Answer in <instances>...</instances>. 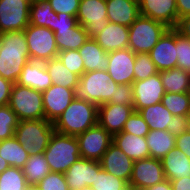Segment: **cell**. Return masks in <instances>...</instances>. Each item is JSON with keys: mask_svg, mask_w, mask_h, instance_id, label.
I'll use <instances>...</instances> for the list:
<instances>
[{"mask_svg": "<svg viewBox=\"0 0 190 190\" xmlns=\"http://www.w3.org/2000/svg\"><path fill=\"white\" fill-rule=\"evenodd\" d=\"M0 42V76L15 84L30 61L24 30L1 33Z\"/></svg>", "mask_w": 190, "mask_h": 190, "instance_id": "6da1fadb", "label": "cell"}, {"mask_svg": "<svg viewBox=\"0 0 190 190\" xmlns=\"http://www.w3.org/2000/svg\"><path fill=\"white\" fill-rule=\"evenodd\" d=\"M97 124L98 105L75 98L53 123L56 132L75 137Z\"/></svg>", "mask_w": 190, "mask_h": 190, "instance_id": "7a4b0ae2", "label": "cell"}, {"mask_svg": "<svg viewBox=\"0 0 190 190\" xmlns=\"http://www.w3.org/2000/svg\"><path fill=\"white\" fill-rule=\"evenodd\" d=\"M118 84L111 79L106 70H95L83 73L79 84L73 89L74 98L101 105L114 96Z\"/></svg>", "mask_w": 190, "mask_h": 190, "instance_id": "3957f363", "label": "cell"}, {"mask_svg": "<svg viewBox=\"0 0 190 190\" xmlns=\"http://www.w3.org/2000/svg\"><path fill=\"white\" fill-rule=\"evenodd\" d=\"M44 156L51 172L65 173L81 157L76 137L54 131Z\"/></svg>", "mask_w": 190, "mask_h": 190, "instance_id": "277c9868", "label": "cell"}, {"mask_svg": "<svg viewBox=\"0 0 190 190\" xmlns=\"http://www.w3.org/2000/svg\"><path fill=\"white\" fill-rule=\"evenodd\" d=\"M54 125L46 119L22 120L14 137L30 155L44 153L54 133Z\"/></svg>", "mask_w": 190, "mask_h": 190, "instance_id": "5b68a950", "label": "cell"}, {"mask_svg": "<svg viewBox=\"0 0 190 190\" xmlns=\"http://www.w3.org/2000/svg\"><path fill=\"white\" fill-rule=\"evenodd\" d=\"M168 28L160 21L140 15L129 26L128 48L135 54L149 53Z\"/></svg>", "mask_w": 190, "mask_h": 190, "instance_id": "8992f818", "label": "cell"}, {"mask_svg": "<svg viewBox=\"0 0 190 190\" xmlns=\"http://www.w3.org/2000/svg\"><path fill=\"white\" fill-rule=\"evenodd\" d=\"M8 105L19 121L45 119L42 92L33 88L13 84Z\"/></svg>", "mask_w": 190, "mask_h": 190, "instance_id": "52a82bcc", "label": "cell"}, {"mask_svg": "<svg viewBox=\"0 0 190 190\" xmlns=\"http://www.w3.org/2000/svg\"><path fill=\"white\" fill-rule=\"evenodd\" d=\"M30 60L45 62L58 57L55 34L49 28L29 24L25 29Z\"/></svg>", "mask_w": 190, "mask_h": 190, "instance_id": "ba28073f", "label": "cell"}, {"mask_svg": "<svg viewBox=\"0 0 190 190\" xmlns=\"http://www.w3.org/2000/svg\"><path fill=\"white\" fill-rule=\"evenodd\" d=\"M76 139L80 148L81 158L94 161H100L113 143V136L99 124L76 136Z\"/></svg>", "mask_w": 190, "mask_h": 190, "instance_id": "9c48e42d", "label": "cell"}, {"mask_svg": "<svg viewBox=\"0 0 190 190\" xmlns=\"http://www.w3.org/2000/svg\"><path fill=\"white\" fill-rule=\"evenodd\" d=\"M30 0H0V34L24 30L30 24Z\"/></svg>", "mask_w": 190, "mask_h": 190, "instance_id": "30bf717a", "label": "cell"}, {"mask_svg": "<svg viewBox=\"0 0 190 190\" xmlns=\"http://www.w3.org/2000/svg\"><path fill=\"white\" fill-rule=\"evenodd\" d=\"M76 17L89 38H94L108 23L106 0H80Z\"/></svg>", "mask_w": 190, "mask_h": 190, "instance_id": "8fae6325", "label": "cell"}, {"mask_svg": "<svg viewBox=\"0 0 190 190\" xmlns=\"http://www.w3.org/2000/svg\"><path fill=\"white\" fill-rule=\"evenodd\" d=\"M177 30L168 28L151 49L149 55L157 70L164 71L177 67Z\"/></svg>", "mask_w": 190, "mask_h": 190, "instance_id": "7c38bea8", "label": "cell"}, {"mask_svg": "<svg viewBox=\"0 0 190 190\" xmlns=\"http://www.w3.org/2000/svg\"><path fill=\"white\" fill-rule=\"evenodd\" d=\"M166 180L160 159L148 157L134 161L130 186L149 188Z\"/></svg>", "mask_w": 190, "mask_h": 190, "instance_id": "4fadbf2b", "label": "cell"}, {"mask_svg": "<svg viewBox=\"0 0 190 190\" xmlns=\"http://www.w3.org/2000/svg\"><path fill=\"white\" fill-rule=\"evenodd\" d=\"M136 54L129 48L108 53L107 72L117 84H130L134 82V63Z\"/></svg>", "mask_w": 190, "mask_h": 190, "instance_id": "5bb4252c", "label": "cell"}, {"mask_svg": "<svg viewBox=\"0 0 190 190\" xmlns=\"http://www.w3.org/2000/svg\"><path fill=\"white\" fill-rule=\"evenodd\" d=\"M134 111L160 103L165 95V90L160 78V72L141 81H134L132 84Z\"/></svg>", "mask_w": 190, "mask_h": 190, "instance_id": "9a60e30c", "label": "cell"}, {"mask_svg": "<svg viewBox=\"0 0 190 190\" xmlns=\"http://www.w3.org/2000/svg\"><path fill=\"white\" fill-rule=\"evenodd\" d=\"M99 161L79 158L64 173L69 190H81L85 186H92L96 174L101 170Z\"/></svg>", "mask_w": 190, "mask_h": 190, "instance_id": "2e32d148", "label": "cell"}, {"mask_svg": "<svg viewBox=\"0 0 190 190\" xmlns=\"http://www.w3.org/2000/svg\"><path fill=\"white\" fill-rule=\"evenodd\" d=\"M42 96L45 119L54 123L74 99V90L52 84Z\"/></svg>", "mask_w": 190, "mask_h": 190, "instance_id": "e0dca14e", "label": "cell"}, {"mask_svg": "<svg viewBox=\"0 0 190 190\" xmlns=\"http://www.w3.org/2000/svg\"><path fill=\"white\" fill-rule=\"evenodd\" d=\"M133 111V105L103 103L98 106V124L113 136L122 132Z\"/></svg>", "mask_w": 190, "mask_h": 190, "instance_id": "ac0fdd59", "label": "cell"}, {"mask_svg": "<svg viewBox=\"0 0 190 190\" xmlns=\"http://www.w3.org/2000/svg\"><path fill=\"white\" fill-rule=\"evenodd\" d=\"M138 112L148 124L149 130H167L177 134L183 125V121L174 117L161 102L140 109Z\"/></svg>", "mask_w": 190, "mask_h": 190, "instance_id": "d6986e66", "label": "cell"}, {"mask_svg": "<svg viewBox=\"0 0 190 190\" xmlns=\"http://www.w3.org/2000/svg\"><path fill=\"white\" fill-rule=\"evenodd\" d=\"M140 15L175 28L178 23L176 0H138Z\"/></svg>", "mask_w": 190, "mask_h": 190, "instance_id": "ffe728a7", "label": "cell"}, {"mask_svg": "<svg viewBox=\"0 0 190 190\" xmlns=\"http://www.w3.org/2000/svg\"><path fill=\"white\" fill-rule=\"evenodd\" d=\"M101 168L117 178L130 182L134 161L115 144H111L99 161Z\"/></svg>", "mask_w": 190, "mask_h": 190, "instance_id": "44dd1931", "label": "cell"}, {"mask_svg": "<svg viewBox=\"0 0 190 190\" xmlns=\"http://www.w3.org/2000/svg\"><path fill=\"white\" fill-rule=\"evenodd\" d=\"M16 83L44 92L52 85V80L44 62L30 60L23 67Z\"/></svg>", "mask_w": 190, "mask_h": 190, "instance_id": "7402d4cb", "label": "cell"}, {"mask_svg": "<svg viewBox=\"0 0 190 190\" xmlns=\"http://www.w3.org/2000/svg\"><path fill=\"white\" fill-rule=\"evenodd\" d=\"M108 22L129 27L139 16L138 0H106Z\"/></svg>", "mask_w": 190, "mask_h": 190, "instance_id": "603a6c76", "label": "cell"}, {"mask_svg": "<svg viewBox=\"0 0 190 190\" xmlns=\"http://www.w3.org/2000/svg\"><path fill=\"white\" fill-rule=\"evenodd\" d=\"M129 27L108 22L94 40L106 52L128 48Z\"/></svg>", "mask_w": 190, "mask_h": 190, "instance_id": "cb8c5ba5", "label": "cell"}, {"mask_svg": "<svg viewBox=\"0 0 190 190\" xmlns=\"http://www.w3.org/2000/svg\"><path fill=\"white\" fill-rule=\"evenodd\" d=\"M113 144L120 148L133 161L150 157L146 137L120 132L113 135Z\"/></svg>", "mask_w": 190, "mask_h": 190, "instance_id": "d4e9b609", "label": "cell"}, {"mask_svg": "<svg viewBox=\"0 0 190 190\" xmlns=\"http://www.w3.org/2000/svg\"><path fill=\"white\" fill-rule=\"evenodd\" d=\"M161 163L165 177L170 181L190 177V158L177 147L171 149L161 159Z\"/></svg>", "mask_w": 190, "mask_h": 190, "instance_id": "484cf974", "label": "cell"}, {"mask_svg": "<svg viewBox=\"0 0 190 190\" xmlns=\"http://www.w3.org/2000/svg\"><path fill=\"white\" fill-rule=\"evenodd\" d=\"M78 51L83 59L84 73L95 70H107L108 52L104 51L94 38H89Z\"/></svg>", "mask_w": 190, "mask_h": 190, "instance_id": "4316f807", "label": "cell"}, {"mask_svg": "<svg viewBox=\"0 0 190 190\" xmlns=\"http://www.w3.org/2000/svg\"><path fill=\"white\" fill-rule=\"evenodd\" d=\"M150 157L162 159L168 152L176 147V134L167 130H150L146 135Z\"/></svg>", "mask_w": 190, "mask_h": 190, "instance_id": "83f0119b", "label": "cell"}, {"mask_svg": "<svg viewBox=\"0 0 190 190\" xmlns=\"http://www.w3.org/2000/svg\"><path fill=\"white\" fill-rule=\"evenodd\" d=\"M54 34L59 52L78 50L89 39V35L79 23L71 29L55 30Z\"/></svg>", "mask_w": 190, "mask_h": 190, "instance_id": "f1b7e54d", "label": "cell"}, {"mask_svg": "<svg viewBox=\"0 0 190 190\" xmlns=\"http://www.w3.org/2000/svg\"><path fill=\"white\" fill-rule=\"evenodd\" d=\"M52 84L74 89L79 84V76L64 66L59 57H54L44 62Z\"/></svg>", "mask_w": 190, "mask_h": 190, "instance_id": "f546056e", "label": "cell"}, {"mask_svg": "<svg viewBox=\"0 0 190 190\" xmlns=\"http://www.w3.org/2000/svg\"><path fill=\"white\" fill-rule=\"evenodd\" d=\"M160 78L165 92H190V73L181 68L160 71Z\"/></svg>", "mask_w": 190, "mask_h": 190, "instance_id": "4dcf8cb0", "label": "cell"}, {"mask_svg": "<svg viewBox=\"0 0 190 190\" xmlns=\"http://www.w3.org/2000/svg\"><path fill=\"white\" fill-rule=\"evenodd\" d=\"M0 156L10 166L23 168L29 159V152L25 150L15 137L0 141Z\"/></svg>", "mask_w": 190, "mask_h": 190, "instance_id": "1f68e13d", "label": "cell"}, {"mask_svg": "<svg viewBox=\"0 0 190 190\" xmlns=\"http://www.w3.org/2000/svg\"><path fill=\"white\" fill-rule=\"evenodd\" d=\"M30 24L46 27L52 31L55 22V12L48 0H36L30 3Z\"/></svg>", "mask_w": 190, "mask_h": 190, "instance_id": "d6a6232c", "label": "cell"}, {"mask_svg": "<svg viewBox=\"0 0 190 190\" xmlns=\"http://www.w3.org/2000/svg\"><path fill=\"white\" fill-rule=\"evenodd\" d=\"M22 169L28 184H38L51 172L44 153L30 155Z\"/></svg>", "mask_w": 190, "mask_h": 190, "instance_id": "836d02e7", "label": "cell"}, {"mask_svg": "<svg viewBox=\"0 0 190 190\" xmlns=\"http://www.w3.org/2000/svg\"><path fill=\"white\" fill-rule=\"evenodd\" d=\"M161 103L172 113L174 117H178L182 121L187 118L190 107V92L172 93L165 92Z\"/></svg>", "mask_w": 190, "mask_h": 190, "instance_id": "e575fe53", "label": "cell"}, {"mask_svg": "<svg viewBox=\"0 0 190 190\" xmlns=\"http://www.w3.org/2000/svg\"><path fill=\"white\" fill-rule=\"evenodd\" d=\"M28 185L21 168L10 166L0 174V190H26Z\"/></svg>", "mask_w": 190, "mask_h": 190, "instance_id": "d590c367", "label": "cell"}, {"mask_svg": "<svg viewBox=\"0 0 190 190\" xmlns=\"http://www.w3.org/2000/svg\"><path fill=\"white\" fill-rule=\"evenodd\" d=\"M19 119L7 104L0 106V141L14 137Z\"/></svg>", "mask_w": 190, "mask_h": 190, "instance_id": "8d00e7d4", "label": "cell"}, {"mask_svg": "<svg viewBox=\"0 0 190 190\" xmlns=\"http://www.w3.org/2000/svg\"><path fill=\"white\" fill-rule=\"evenodd\" d=\"M133 69L134 81H141L159 73L149 53H137Z\"/></svg>", "mask_w": 190, "mask_h": 190, "instance_id": "74e56055", "label": "cell"}, {"mask_svg": "<svg viewBox=\"0 0 190 190\" xmlns=\"http://www.w3.org/2000/svg\"><path fill=\"white\" fill-rule=\"evenodd\" d=\"M92 187L96 190H128L129 184L102 168L96 174Z\"/></svg>", "mask_w": 190, "mask_h": 190, "instance_id": "f35d334b", "label": "cell"}, {"mask_svg": "<svg viewBox=\"0 0 190 190\" xmlns=\"http://www.w3.org/2000/svg\"><path fill=\"white\" fill-rule=\"evenodd\" d=\"M64 66L79 77L84 73V63L78 50H67L58 53Z\"/></svg>", "mask_w": 190, "mask_h": 190, "instance_id": "ab89813d", "label": "cell"}, {"mask_svg": "<svg viewBox=\"0 0 190 190\" xmlns=\"http://www.w3.org/2000/svg\"><path fill=\"white\" fill-rule=\"evenodd\" d=\"M149 126L144 121L138 111H133L125 122L122 132L134 134L141 137H146L149 133Z\"/></svg>", "mask_w": 190, "mask_h": 190, "instance_id": "60d3db41", "label": "cell"}, {"mask_svg": "<svg viewBox=\"0 0 190 190\" xmlns=\"http://www.w3.org/2000/svg\"><path fill=\"white\" fill-rule=\"evenodd\" d=\"M177 67L190 73V39L177 31Z\"/></svg>", "mask_w": 190, "mask_h": 190, "instance_id": "b9f144b4", "label": "cell"}, {"mask_svg": "<svg viewBox=\"0 0 190 190\" xmlns=\"http://www.w3.org/2000/svg\"><path fill=\"white\" fill-rule=\"evenodd\" d=\"M41 190H69L64 173L50 172L39 183Z\"/></svg>", "mask_w": 190, "mask_h": 190, "instance_id": "7bdbcfd3", "label": "cell"}, {"mask_svg": "<svg viewBox=\"0 0 190 190\" xmlns=\"http://www.w3.org/2000/svg\"><path fill=\"white\" fill-rule=\"evenodd\" d=\"M134 94L133 87L130 84H118L114 96L107 103L133 105Z\"/></svg>", "mask_w": 190, "mask_h": 190, "instance_id": "ee69618b", "label": "cell"}, {"mask_svg": "<svg viewBox=\"0 0 190 190\" xmlns=\"http://www.w3.org/2000/svg\"><path fill=\"white\" fill-rule=\"evenodd\" d=\"M52 10L57 13H66L71 16H76L80 0H48Z\"/></svg>", "mask_w": 190, "mask_h": 190, "instance_id": "f6af8a7d", "label": "cell"}, {"mask_svg": "<svg viewBox=\"0 0 190 190\" xmlns=\"http://www.w3.org/2000/svg\"><path fill=\"white\" fill-rule=\"evenodd\" d=\"M78 24V20L76 16H71L66 13H55V22L54 26H52V31L55 30H64L71 29Z\"/></svg>", "mask_w": 190, "mask_h": 190, "instance_id": "bcb514c9", "label": "cell"}, {"mask_svg": "<svg viewBox=\"0 0 190 190\" xmlns=\"http://www.w3.org/2000/svg\"><path fill=\"white\" fill-rule=\"evenodd\" d=\"M176 147L190 158V133L183 128L176 134Z\"/></svg>", "mask_w": 190, "mask_h": 190, "instance_id": "7dc6e473", "label": "cell"}, {"mask_svg": "<svg viewBox=\"0 0 190 190\" xmlns=\"http://www.w3.org/2000/svg\"><path fill=\"white\" fill-rule=\"evenodd\" d=\"M13 84L14 83L0 76V106L7 105L9 103Z\"/></svg>", "mask_w": 190, "mask_h": 190, "instance_id": "c3c4849f", "label": "cell"}, {"mask_svg": "<svg viewBox=\"0 0 190 190\" xmlns=\"http://www.w3.org/2000/svg\"><path fill=\"white\" fill-rule=\"evenodd\" d=\"M175 29L182 36L190 39V15L180 18Z\"/></svg>", "mask_w": 190, "mask_h": 190, "instance_id": "681fc988", "label": "cell"}, {"mask_svg": "<svg viewBox=\"0 0 190 190\" xmlns=\"http://www.w3.org/2000/svg\"><path fill=\"white\" fill-rule=\"evenodd\" d=\"M178 20L190 15V0H176Z\"/></svg>", "mask_w": 190, "mask_h": 190, "instance_id": "f907efd6", "label": "cell"}, {"mask_svg": "<svg viewBox=\"0 0 190 190\" xmlns=\"http://www.w3.org/2000/svg\"><path fill=\"white\" fill-rule=\"evenodd\" d=\"M173 190H190V177L170 181Z\"/></svg>", "mask_w": 190, "mask_h": 190, "instance_id": "816d5d0a", "label": "cell"}, {"mask_svg": "<svg viewBox=\"0 0 190 190\" xmlns=\"http://www.w3.org/2000/svg\"><path fill=\"white\" fill-rule=\"evenodd\" d=\"M148 190H173L170 180L166 179L161 183H158L152 187L147 188Z\"/></svg>", "mask_w": 190, "mask_h": 190, "instance_id": "f5cc1de1", "label": "cell"}, {"mask_svg": "<svg viewBox=\"0 0 190 190\" xmlns=\"http://www.w3.org/2000/svg\"><path fill=\"white\" fill-rule=\"evenodd\" d=\"M10 167L9 163L0 156V174Z\"/></svg>", "mask_w": 190, "mask_h": 190, "instance_id": "db71d44e", "label": "cell"}, {"mask_svg": "<svg viewBox=\"0 0 190 190\" xmlns=\"http://www.w3.org/2000/svg\"><path fill=\"white\" fill-rule=\"evenodd\" d=\"M182 128L185 129L188 133H190V118H186L183 121Z\"/></svg>", "mask_w": 190, "mask_h": 190, "instance_id": "11a10c76", "label": "cell"}, {"mask_svg": "<svg viewBox=\"0 0 190 190\" xmlns=\"http://www.w3.org/2000/svg\"><path fill=\"white\" fill-rule=\"evenodd\" d=\"M26 190H41L38 184H29Z\"/></svg>", "mask_w": 190, "mask_h": 190, "instance_id": "9f6ffc18", "label": "cell"}, {"mask_svg": "<svg viewBox=\"0 0 190 190\" xmlns=\"http://www.w3.org/2000/svg\"><path fill=\"white\" fill-rule=\"evenodd\" d=\"M128 190H148L147 188H140V187H135V186H130L128 187Z\"/></svg>", "mask_w": 190, "mask_h": 190, "instance_id": "6f0895ef", "label": "cell"}, {"mask_svg": "<svg viewBox=\"0 0 190 190\" xmlns=\"http://www.w3.org/2000/svg\"><path fill=\"white\" fill-rule=\"evenodd\" d=\"M81 190H96L92 186H85Z\"/></svg>", "mask_w": 190, "mask_h": 190, "instance_id": "680465c9", "label": "cell"}, {"mask_svg": "<svg viewBox=\"0 0 190 190\" xmlns=\"http://www.w3.org/2000/svg\"><path fill=\"white\" fill-rule=\"evenodd\" d=\"M187 118H190V107H189V112H188Z\"/></svg>", "mask_w": 190, "mask_h": 190, "instance_id": "91938a15", "label": "cell"}]
</instances>
